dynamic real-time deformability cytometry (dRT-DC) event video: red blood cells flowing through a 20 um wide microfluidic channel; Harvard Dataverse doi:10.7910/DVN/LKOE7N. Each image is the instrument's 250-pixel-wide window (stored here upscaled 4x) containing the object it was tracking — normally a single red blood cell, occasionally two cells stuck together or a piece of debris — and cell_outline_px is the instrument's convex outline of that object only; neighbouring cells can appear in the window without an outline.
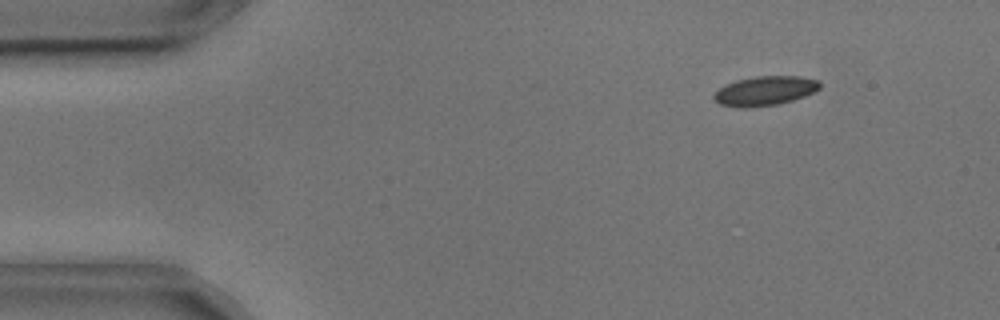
{"species": "common noctule bat (a hibernating species)", "species_latin": "Nyctalus noctula", "temperature_condition": "cold", "stored_images_in_passage": 50, "camera_frame_rate_fps": 3000, "um_per_image_px": 0.085, "animal": {"sex": "male", "body_mass_g": 17.9, "forearm_length_mm": 54.2}, "frame": {"image": 1, "passage_image": 2, "time_ms": 0.333, "image_size_px": [1000, 320], "cell_outline_px": [[820, 88], [804, 96], [792, 100], [776, 104], [744, 108], [740, 108], [720, 104], [712, 96], [724, 84], [736, 80], [756, 76], [800, 76], [820, 80]], "centroid_in_image_um": [65.01, 7.71], "position_along_channel_um": 20.0, "area_um2": 18.03}}
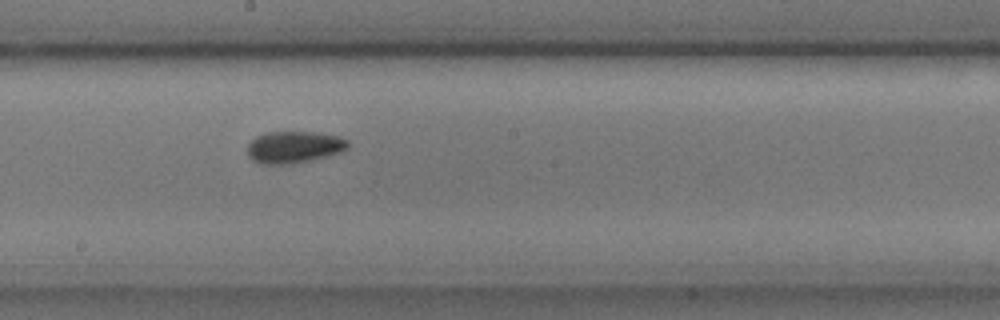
{"frame": {"image": 2, "passage_image": 25, "time_ms": 8.0, "image_size_px": [1000, 320], "cell_outline_px": [[348, 148], [340, 152], [292, 164], [260, 164], [252, 160], [248, 156], [248, 144], [256, 136], [264, 132], [312, 132], [340, 136], [348, 140]], "centroid_in_image_um": [24.96, 12.49], "position_along_channel_um": 223.2, "area_um2": 18.61}}
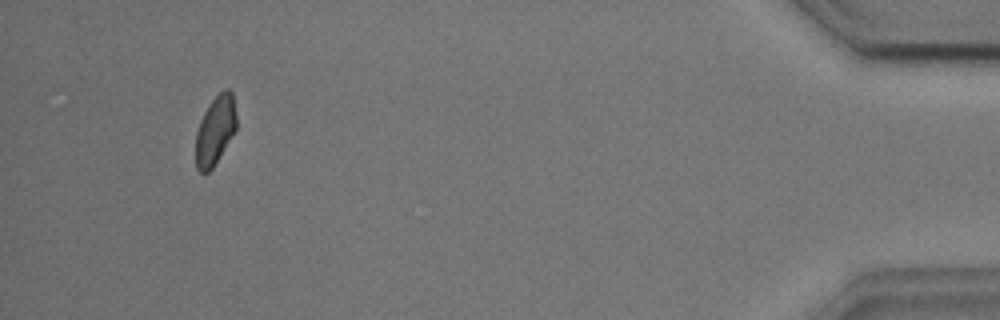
{"frame": {"image": 3, "passage_image": 47, "time_ms": 15.333, "image_size_px": [1000, 320], "cell_outline_px": [[236, 128], [212, 168], [208, 172], [200, 172], [196, 168], [196, 132], [200, 120], [204, 112], [212, 100], [224, 88], [228, 88], [232, 92], [236, 116]], "centroid_in_image_um": [18.28, 11.05], "position_along_channel_um": 416.9, "area_um2": 16.01}, "authors_computed_cell_mechanics": {"area_um2": 17.7446, "velocity_mm_per_s": 3.6322, "shape_relaxation_time_tau1_ms": 4.0418, "shape_relaxation_time_tau2_ms": 2.218, "deformation_change_tau1": 0.0785, "deformation_change_tau2": 0.063}}